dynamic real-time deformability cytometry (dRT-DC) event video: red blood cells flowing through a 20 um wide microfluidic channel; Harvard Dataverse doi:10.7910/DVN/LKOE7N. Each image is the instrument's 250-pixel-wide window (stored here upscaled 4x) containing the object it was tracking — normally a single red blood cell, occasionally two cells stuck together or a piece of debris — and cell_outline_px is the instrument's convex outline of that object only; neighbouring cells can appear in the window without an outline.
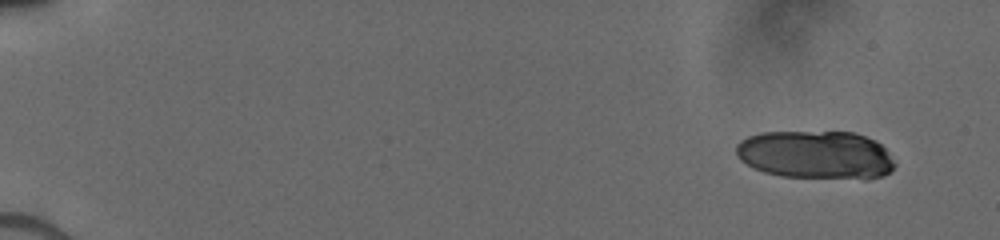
{"species": "human", "species_latin": "Homo sapiens", "temperature_condition": "cold", "stored_images_in_passage": 18, "camera_frame_rate_fps": 3000, "um_per_image_px": 0.085, "donor": {"sex": "male"}, "frame": {"image": 1, "passage_image": 1, "time_ms": 0.0, "image_size_px": [1000, 240], "cell_outline_px": [[896, 164], [884, 176], [868, 180], [864, 180], [780, 176], [764, 172], [752, 168], [740, 160], [736, 156], [736, 144], [740, 140], [748, 136], [760, 132], [856, 132], [876, 140], [884, 148]], "centroid_in_image_um": [69.34, 13.18], "position_along_channel_um": 15.7, "area_um2": 45.43}}
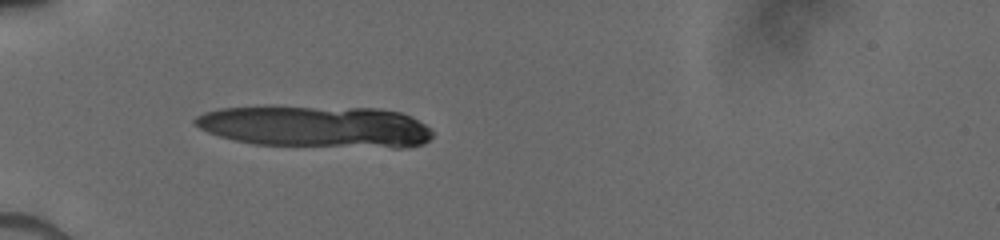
{"frame": {"image": 2, "passage_image": 15, "time_ms": 4.667, "image_size_px": [1000, 240], "cell_outline_px": [[432, 136], [424, 144], [408, 148], [392, 148], [256, 144], [236, 140], [220, 136], [208, 132], [200, 128], [192, 120], [196, 116], [204, 112], [220, 108], [268, 104], [272, 104], [380, 108], [400, 112], [432, 128]], "centroid_in_image_um": [26.83, 10.72], "position_along_channel_um": 58.2, "area_um2": 59.48}}